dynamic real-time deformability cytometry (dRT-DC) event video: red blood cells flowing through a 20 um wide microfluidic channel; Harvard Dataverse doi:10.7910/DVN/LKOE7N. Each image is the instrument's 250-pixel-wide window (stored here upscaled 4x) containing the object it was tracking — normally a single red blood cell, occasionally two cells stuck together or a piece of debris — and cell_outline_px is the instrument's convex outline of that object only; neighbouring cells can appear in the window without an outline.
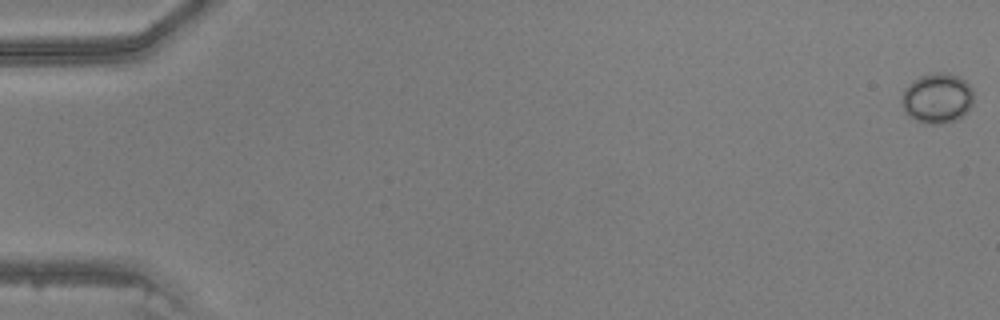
{"species": "common noctule bat (a hibernating species)", "species_latin": "Nyctalus noctula", "temperature_condition": "warm", "stored_images_in_passage": 11, "camera_frame_rate_fps": 3000, "um_per_image_px": 0.085, "animal": {"sex": "male", "body_mass_g": 20.5, "forearm_length_mm": 52.5}, "frame": {"image": 1, "passage_image": 1, "time_ms": 0.0, "image_size_px": [1000, 320], "cell_outline_px": [[972, 104], [968, 112], [956, 120], [940, 124], [920, 124], [908, 116], [904, 112], [900, 104], [900, 96], [904, 88], [912, 80], [920, 76], [932, 72], [948, 72], [960, 76], [972, 88]], "centroid_in_image_um": [79.61, 8.35], "position_along_channel_um": 5.4, "area_um2": 21.73}}